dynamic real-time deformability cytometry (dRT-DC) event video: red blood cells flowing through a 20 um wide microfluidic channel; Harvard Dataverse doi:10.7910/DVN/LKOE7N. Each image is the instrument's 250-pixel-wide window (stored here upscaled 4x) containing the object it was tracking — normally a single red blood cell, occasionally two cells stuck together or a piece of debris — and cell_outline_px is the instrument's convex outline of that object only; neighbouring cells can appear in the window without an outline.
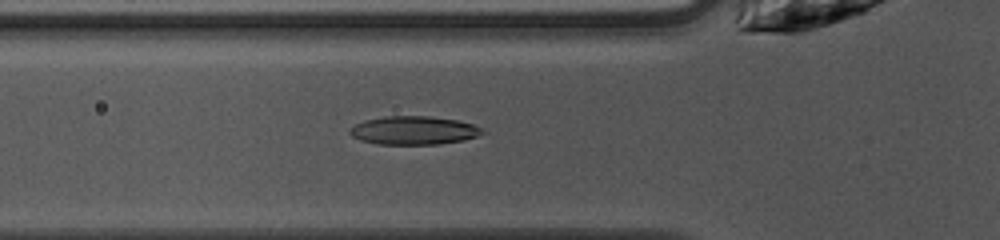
{"species": "common noctule bat (a hibernating species)", "species_latin": "Nyctalus noctula", "temperature_condition": "warm", "stored_images_in_passage": 48, "camera_frame_rate_fps": 3000, "um_per_image_px": 0.085, "animal": {"sex": "female", "body_mass_g": 10.0, "forearm_length_mm": 53.1}, "frame": {"image": 1, "passage_image": 15, "time_ms": 4.667, "image_size_px": [1000, 240], "cell_outline_px": [[488, 132], [464, 140], [440, 144], [376, 144], [360, 140], [352, 136], [348, 132], [356, 124], [364, 120], [384, 116], [428, 116], [456, 120], [472, 124]], "centroid_in_image_um": [35.16, 11.09], "position_along_channel_um": 90.6, "area_um2": 21.91}}
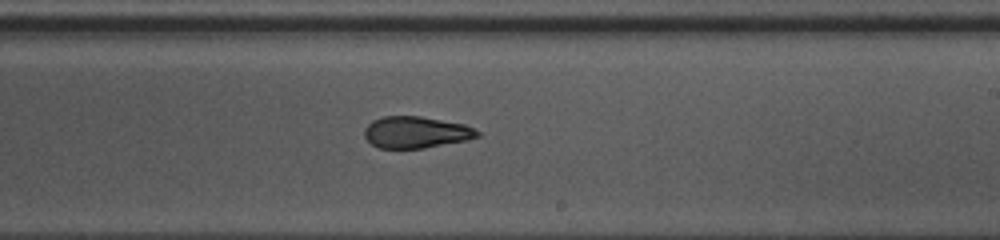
{"frame": {"image": 2, "passage_image": 27, "time_ms": 8.667, "image_size_px": [1000, 240], "cell_outline_px": [[480, 136], [468, 140], [424, 148], [380, 148], [372, 144], [364, 136], [364, 128], [372, 120], [384, 116], [420, 116], [464, 124], [480, 132]], "centroid_in_image_um": [35.35, 11.24], "position_along_channel_um": 253.6, "area_um2": 20.81}}
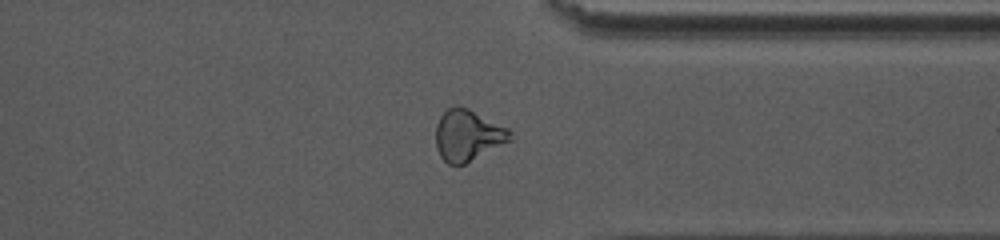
{"frame": {"image": 3, "passage_image": 36, "time_ms": 11.667, "image_size_px": [1000, 240], "cell_outline_px": [[512, 140], [464, 164], [448, 164], [440, 156], [436, 148], [436, 124], [440, 116], [448, 108], [456, 104], [460, 104], [508, 128], [512, 132]], "centroid_in_image_um": [39.75, 11.48], "position_along_channel_um": 371.6, "area_um2": 22.25}, "authors_computed_cell_mechanics": {"area_um2": 21.9929, "velocity_mm_per_s": 4.0455, "shape_relaxation_time_tau1_ms": 9.5347, "shape_relaxation_time_tau2_ms": 1.9645, "deformation_change_tau1": 0.2349, "deformation_change_tau2": 0.0798}}